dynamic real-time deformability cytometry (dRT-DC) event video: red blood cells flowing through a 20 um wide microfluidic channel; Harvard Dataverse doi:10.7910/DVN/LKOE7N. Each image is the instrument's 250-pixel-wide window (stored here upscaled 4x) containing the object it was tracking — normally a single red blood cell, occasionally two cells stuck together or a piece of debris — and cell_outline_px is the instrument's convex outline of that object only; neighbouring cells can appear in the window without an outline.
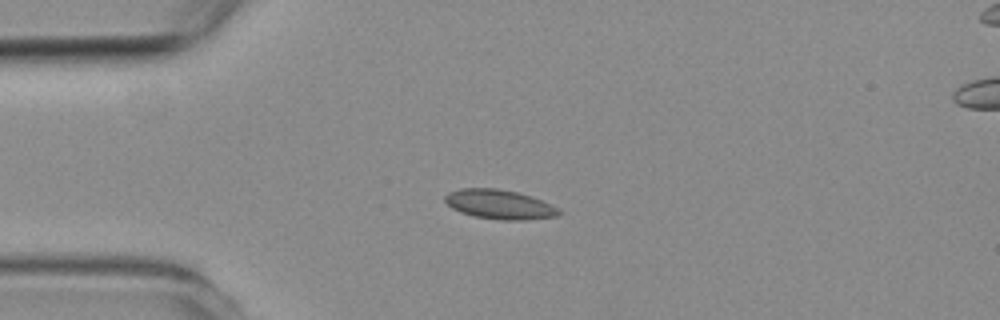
{"species": "common noctule bat (a hibernating species)", "species_latin": "Nyctalus noctula", "temperature_condition": "room temperature", "stored_images_in_passage": 6, "camera_frame_rate_fps": 3000, "um_per_image_px": 0.085, "animal": {"sex": "female", "body_mass_g": 19.3, "forearm_length_mm": 54.1}, "frame": {"image": 1, "passage_image": 2, "time_ms": 2.0, "image_size_px": [1000, 320], "cell_outline_px": [[560, 212], [556, 216], [524, 220], [500, 220], [472, 216], [460, 212], [452, 208], [444, 200], [444, 196], [448, 192], [460, 188], [496, 188], [516, 192], [532, 196], [556, 208]], "centroid_in_image_um": [42.38, 17.37], "position_along_channel_um": 42.6, "area_um2": 19.36}}
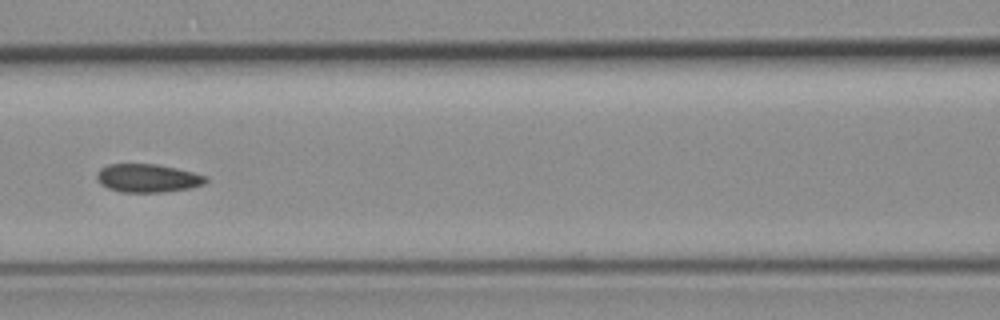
{"frame": {"image": 2, "passage_image": 5, "time_ms": 5.333, "image_size_px": [1000, 320], "cell_outline_px": [[208, 180], [204, 184], [188, 188], [164, 192], [120, 192], [108, 188], [100, 184], [96, 180], [96, 172], [100, 168], [108, 164], [156, 164], [176, 168], [208, 176]], "centroid_in_image_um": [12.52, 15.14], "position_along_channel_um": 154.1, "area_um2": 18.09}}
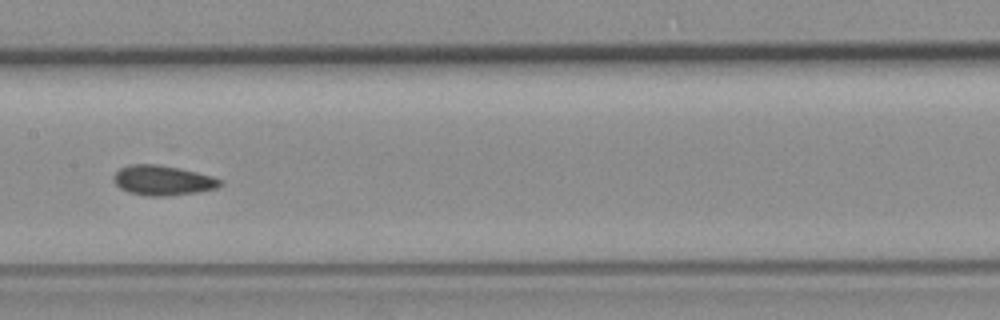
{"frame": {"image": 3, "passage_image": 6, "time_ms": 6.333, "image_size_px": [1000, 320], "cell_outline_px": [[224, 184], [216, 188], [196, 192], [164, 196], [144, 196], [128, 192], [120, 188], [112, 180], [112, 176], [120, 168], [128, 164], [160, 164], [196, 172], [212, 176], [220, 180]], "centroid_in_image_um": [13.78, 15.33], "position_along_channel_um": 193.6, "area_um2": 18.61}}